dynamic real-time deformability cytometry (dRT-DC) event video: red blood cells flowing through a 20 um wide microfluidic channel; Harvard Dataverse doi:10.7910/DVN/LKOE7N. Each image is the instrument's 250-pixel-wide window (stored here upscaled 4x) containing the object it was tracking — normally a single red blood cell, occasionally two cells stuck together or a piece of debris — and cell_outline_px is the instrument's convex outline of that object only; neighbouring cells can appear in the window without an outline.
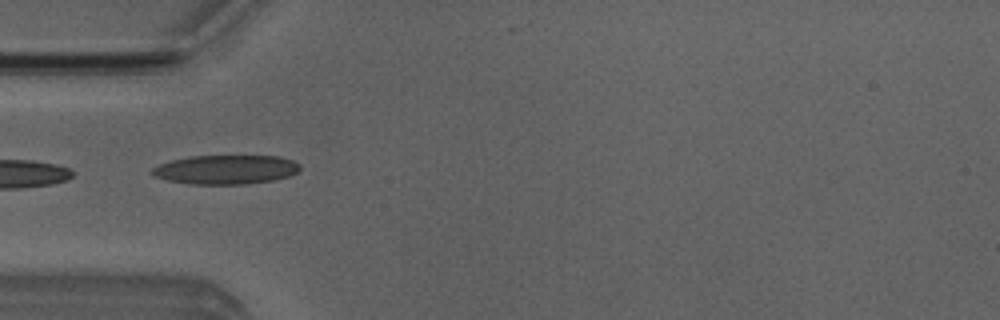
{"species": "Egyptian fruit bat (a non-hibernating species)", "species_latin": "Rousettus aegyptiacus", "temperature_condition": "room temperature", "stored_images_in_passage": 3, "camera_frame_rate_fps": 3000, "um_per_image_px": 0.085, "animal": {"sex": "male"}, "frame": {"image": 1, "passage_image": 1, "time_ms": 0.0, "image_size_px": [1000, 320], "cell_outline_px": [[300, 168], [296, 172], [288, 176], [272, 180], [248, 184], [192, 184], [168, 180], [152, 176], [148, 172], [152, 168], [160, 164], [172, 160], [192, 156], [280, 156], [292, 160], [300, 164]], "centroid_in_image_um": [19.17, 14.41], "position_along_channel_um": 65.8, "area_um2": 25.09}}